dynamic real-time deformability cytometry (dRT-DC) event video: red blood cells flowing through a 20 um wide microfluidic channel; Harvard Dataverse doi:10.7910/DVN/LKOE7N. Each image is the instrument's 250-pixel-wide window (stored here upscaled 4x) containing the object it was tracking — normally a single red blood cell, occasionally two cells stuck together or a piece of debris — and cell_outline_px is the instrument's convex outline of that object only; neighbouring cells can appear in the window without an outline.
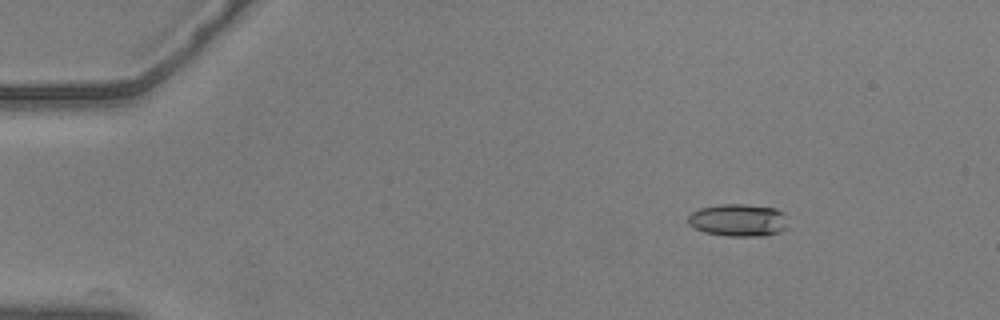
{"species": "common noctule bat (a hibernating species)", "species_latin": "Nyctalus noctula", "temperature_condition": "warm", "stored_images_in_passage": 43, "camera_frame_rate_fps": 3000, "um_per_image_px": 0.085, "animal": {"sex": "male", "body_mass_g": 20.5, "forearm_length_mm": 52.5}, "frame": {"image": 1, "passage_image": 9, "time_ms": 2.667, "image_size_px": [1000, 320], "cell_outline_px": [[788, 228], [780, 232], [768, 236], [728, 236], [704, 232], [688, 224], [688, 216], [692, 212], [700, 208], [720, 204], [744, 204], [776, 208], [784, 212]], "centroid_in_image_um": [62.79, 18.72], "position_along_channel_um": 22.2, "area_um2": 19.13}}
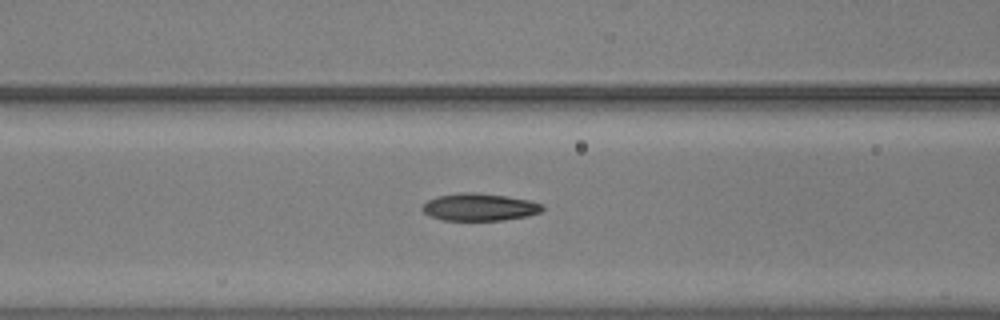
{"frame": {"image": 2, "passage_image": 25, "time_ms": 8.0, "image_size_px": [1000, 320], "cell_outline_px": [[544, 208], [540, 212], [528, 216], [500, 220], [444, 220], [428, 216], [420, 208], [428, 200], [436, 196], [460, 192], [476, 192], [504, 196], [528, 200], [540, 204]], "centroid_in_image_um": [40.7, 17.6], "position_along_channel_um": 125.9, "area_um2": 19.07}}
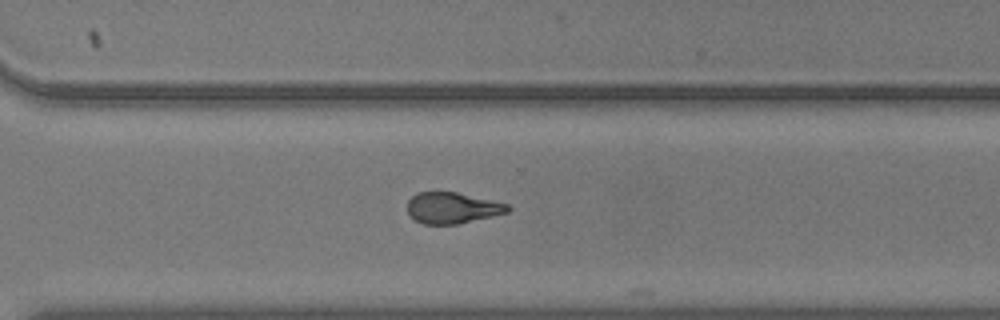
{"frame": {"image": 3, "passage_image": 42, "time_ms": 13.667, "image_size_px": [1000, 320], "cell_outline_px": [[512, 208], [508, 212], [492, 216], [456, 224], [424, 224], [416, 220], [408, 212], [408, 200], [416, 192], [436, 188], [456, 192], [492, 200], [508, 204]], "centroid_in_image_um": [38.41, 17.62], "position_along_channel_um": 332.2, "area_um2": 18.61}}